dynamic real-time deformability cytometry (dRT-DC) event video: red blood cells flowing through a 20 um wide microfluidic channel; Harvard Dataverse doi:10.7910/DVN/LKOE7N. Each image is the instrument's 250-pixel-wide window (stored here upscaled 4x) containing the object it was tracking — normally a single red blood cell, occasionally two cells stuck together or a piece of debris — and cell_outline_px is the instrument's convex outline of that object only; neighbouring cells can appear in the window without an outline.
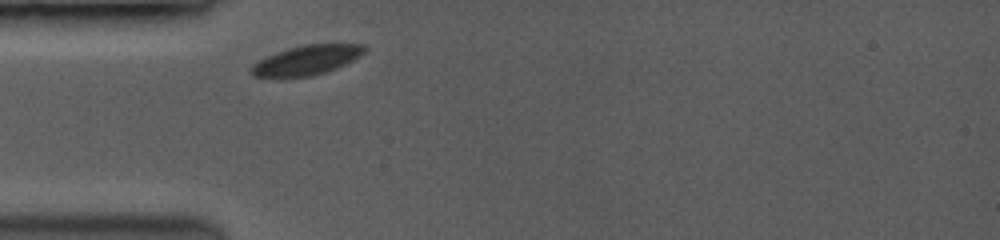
{"species": "common noctule bat (a hibernating species)", "species_latin": "Nyctalus noctula", "temperature_condition": "room temperature", "stored_images_in_passage": 1, "camera_frame_rate_fps": 3500, "um_per_image_px": 0.085, "animal": {"sex": "female", "body_mass_g": 19.0, "forearm_length_mm": 53.3}, "frame": {"image": 1, "passage_image": 1, "time_ms": 0.0, "image_size_px": [1000, 240], "cell_outline_px": [[368, 48], [360, 56], [336, 68], [324, 72], [308, 76], [252, 76], [252, 64], [276, 52], [288, 48], [304, 44], [364, 44]], "centroid_in_image_um": [26.11, 5.08], "position_along_channel_um": 58.9, "area_um2": 19.02}}